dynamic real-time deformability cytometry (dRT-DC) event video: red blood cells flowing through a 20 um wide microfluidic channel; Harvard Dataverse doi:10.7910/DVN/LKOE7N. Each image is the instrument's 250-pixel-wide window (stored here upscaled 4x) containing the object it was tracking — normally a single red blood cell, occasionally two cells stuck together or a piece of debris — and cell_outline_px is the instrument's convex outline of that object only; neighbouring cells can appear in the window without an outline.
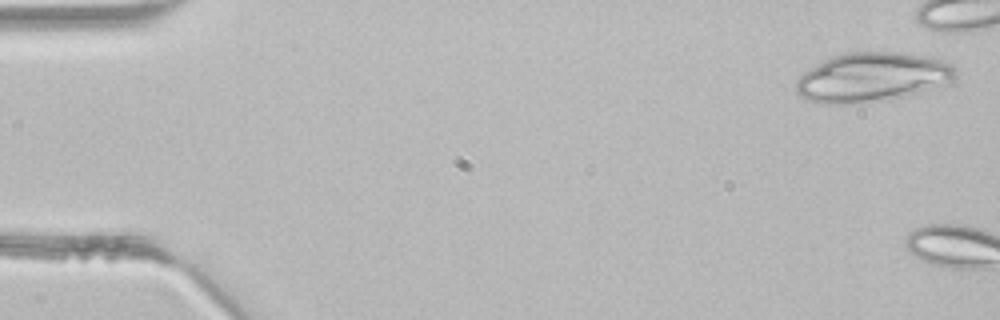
{"species": "common noctule bat (a hibernating species)", "species_latin": "Nyctalus noctula", "temperature_condition": "room temperature", "stored_images_in_passage": 4, "camera_frame_rate_fps": 3000, "um_per_image_px": 0.085, "animal": {"sex": "male", "body_mass_g": 21.5, "forearm_length_mm": 52.0}, "frame": {"image": 1, "passage_image": 1, "time_ms": 0.0, "image_size_px": [1000, 320], "cell_outline_px": [[956, 76], [952, 84], [904, 96], [832, 104], [820, 104], [804, 100], [796, 92], [796, 80], [804, 72], [824, 60], [832, 56], [844, 52], [896, 52], [932, 56], [952, 64], [956, 68]], "centroid_in_image_um": [74.17, 6.54], "position_along_channel_um": 10.8, "area_um2": 45.78}}